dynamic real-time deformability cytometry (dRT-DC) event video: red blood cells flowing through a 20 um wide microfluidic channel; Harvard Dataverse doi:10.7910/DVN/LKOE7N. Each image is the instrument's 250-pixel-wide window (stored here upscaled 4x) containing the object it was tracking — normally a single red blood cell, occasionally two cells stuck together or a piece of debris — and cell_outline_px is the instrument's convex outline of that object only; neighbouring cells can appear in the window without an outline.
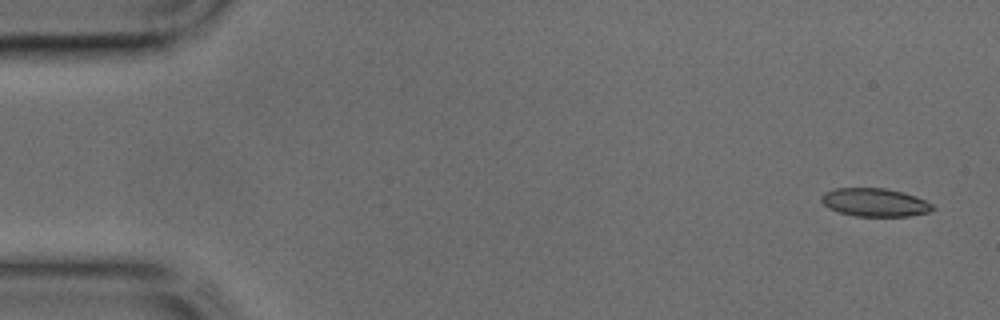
{"species": "common noctule bat (a hibernating species)", "species_latin": "Nyctalus noctula", "temperature_condition": "cold", "stored_images_in_passage": 42, "camera_frame_rate_fps": 3000, "um_per_image_px": 0.085, "animal": {"sex": "male", "body_mass_g": 17.9, "forearm_length_mm": 54.2}, "frame": {"image": 1, "passage_image": 2, "time_ms": 0.333, "image_size_px": [1000, 320], "cell_outline_px": [[936, 208], [928, 212], [908, 216], [856, 216], [840, 212], [828, 208], [820, 200], [820, 196], [824, 192], [836, 188], [884, 188], [904, 192], [916, 196], [932, 204]], "centroid_in_image_um": [74.35, 17.19], "position_along_channel_um": 10.7, "area_um2": 18.32}}
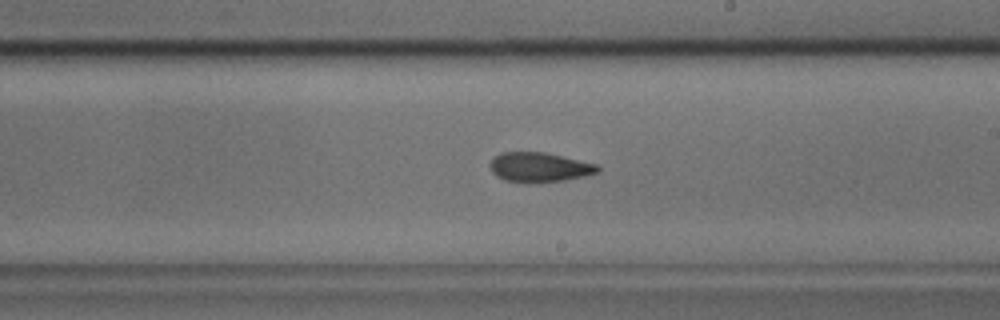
{"frame": {"image": 2, "passage_image": 25, "time_ms": 8.0, "image_size_px": [1000, 320], "cell_outline_px": [[600, 172], [584, 176], [564, 180], [504, 180], [496, 176], [492, 172], [492, 160], [500, 152], [544, 152], [600, 164]], "centroid_in_image_um": [45.93, 14.17], "position_along_channel_um": 243.1, "area_um2": 17.92}}
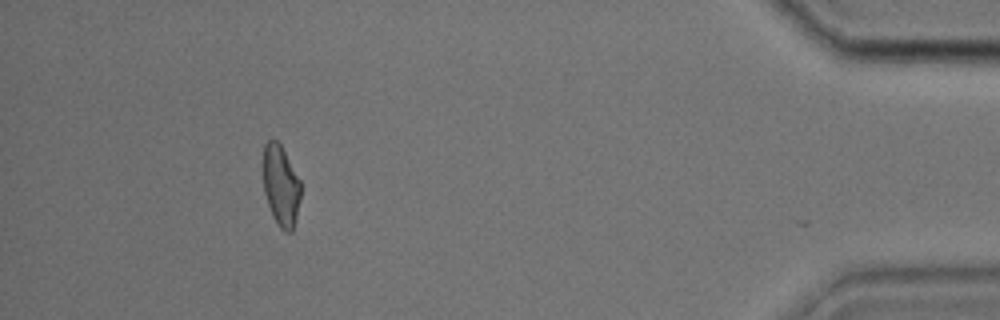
{"frame": {"image": 3, "passage_image": 40, "time_ms": 13.0, "image_size_px": [1000, 320], "cell_outline_px": [[300, 200], [292, 232], [284, 232], [280, 228], [272, 216], [264, 192], [264, 144], [268, 140], [276, 140], [280, 144], [300, 180]], "centroid_in_image_um": [23.87, 15.81], "position_along_channel_um": 411.3, "area_um2": 17.46}}